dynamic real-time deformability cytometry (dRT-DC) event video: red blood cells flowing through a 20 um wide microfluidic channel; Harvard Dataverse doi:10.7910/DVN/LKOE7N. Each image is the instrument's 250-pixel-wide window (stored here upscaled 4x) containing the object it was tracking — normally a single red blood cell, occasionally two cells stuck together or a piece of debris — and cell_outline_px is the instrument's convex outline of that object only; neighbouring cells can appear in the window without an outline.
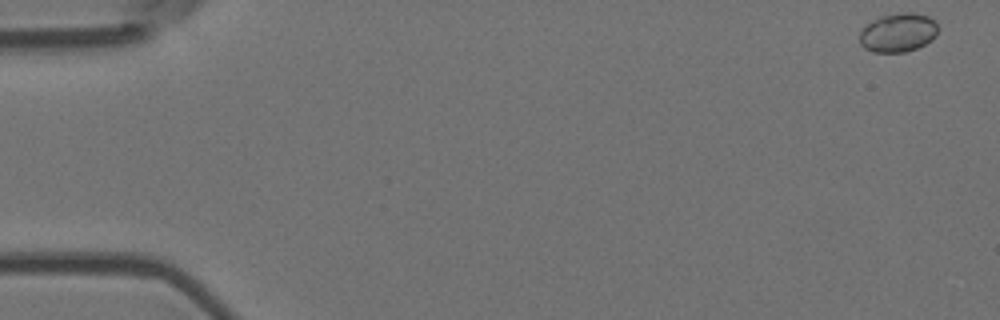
{"species": "Egyptian fruit bat (a non-hibernating species)", "species_latin": "Rousettus aegyptiacus", "temperature_condition": "room temperature", "stored_images_in_passage": 7, "camera_frame_rate_fps": 3000, "um_per_image_px": 0.085, "animal": {"sex": "female"}, "frame": {"image": 1, "passage_image": 1, "time_ms": 0.0, "image_size_px": [1000, 320], "cell_outline_px": [[936, 36], [932, 40], [916, 48], [904, 52], [872, 52], [864, 48], [860, 44], [860, 32], [872, 20], [884, 16], [900, 12], [912, 12], [928, 16], [936, 20]], "centroid_in_image_um": [76.34, 2.77], "position_along_channel_um": 8.7, "area_um2": 17.63}}